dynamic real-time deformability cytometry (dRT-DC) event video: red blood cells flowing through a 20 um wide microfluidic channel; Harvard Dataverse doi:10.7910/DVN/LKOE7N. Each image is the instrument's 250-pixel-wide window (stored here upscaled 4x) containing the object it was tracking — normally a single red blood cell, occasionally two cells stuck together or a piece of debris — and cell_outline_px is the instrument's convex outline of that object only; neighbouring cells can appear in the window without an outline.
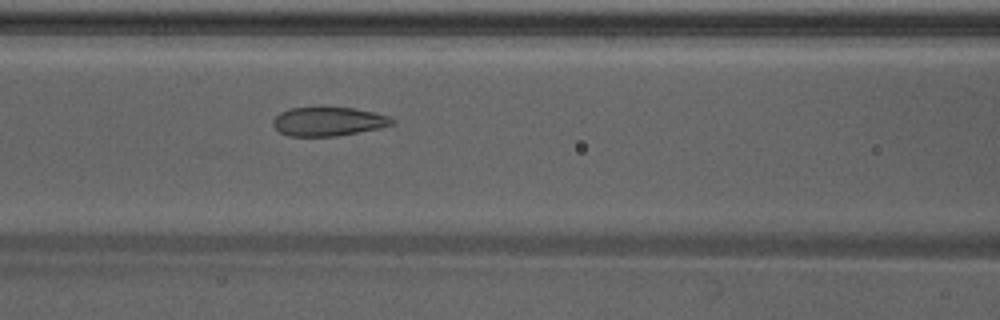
{"species": "Egyptian fruit bat (a non-hibernating species)", "species_latin": "Rousettus aegyptiacus", "temperature_condition": "warm", "stored_images_in_passage": 14, "camera_frame_rate_fps": 3000, "um_per_image_px": 0.085, "animal": {"sex": "male"}, "frame": {"image": 1, "passage_image": 10, "time_ms": 3.0, "image_size_px": [1000, 320], "cell_outline_px": [[396, 120], [392, 124], [376, 128], [336, 136], [288, 136], [280, 132], [272, 124], [272, 120], [280, 112], [288, 108], [320, 104], [324, 104], [352, 108], [372, 112], [388, 116]], "centroid_in_image_um": [27.82, 10.27], "position_along_channel_um": 138.8, "area_um2": 20.63}}
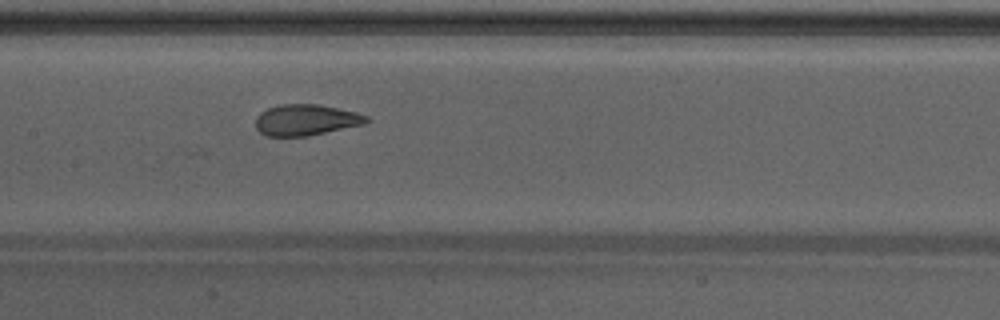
{"frame": {"image": 2, "passage_image": 13, "time_ms": 4.0, "image_size_px": [1000, 320], "cell_outline_px": [[368, 120], [364, 124], [308, 136], [264, 136], [256, 128], [256, 116], [260, 112], [268, 108], [280, 104], [316, 104], [356, 112], [368, 116]], "centroid_in_image_um": [25.97, 10.2], "position_along_channel_um": 181.4, "area_um2": 20.0}}